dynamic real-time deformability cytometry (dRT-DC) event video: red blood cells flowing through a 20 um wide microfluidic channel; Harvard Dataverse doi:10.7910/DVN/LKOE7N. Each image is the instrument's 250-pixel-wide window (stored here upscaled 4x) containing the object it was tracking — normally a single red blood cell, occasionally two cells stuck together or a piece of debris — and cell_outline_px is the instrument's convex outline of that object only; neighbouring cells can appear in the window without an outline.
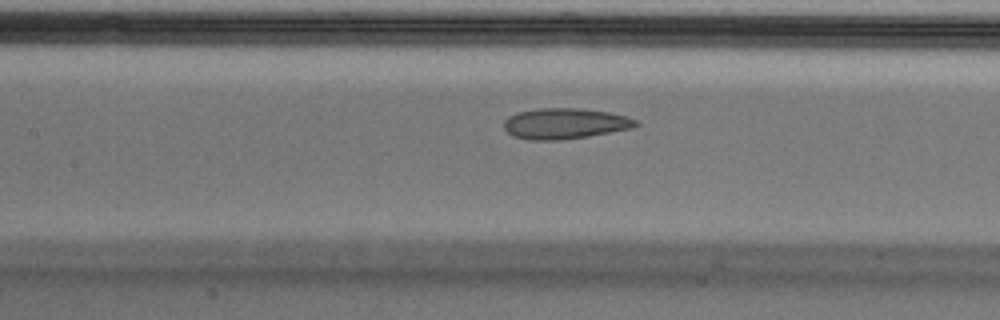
{"species": "Egyptian fruit bat (a non-hibernating species)", "species_latin": "Rousettus aegyptiacus", "temperature_condition": "cold", "stored_images_in_passage": 44, "camera_frame_rate_fps": 3000, "um_per_image_px": 0.085, "animal": {"sex": "male"}, "frame": {"image": 1, "passage_image": 20, "time_ms": 6.333, "image_size_px": [1000, 320], "cell_outline_px": [[640, 124], [636, 128], [588, 136], [560, 140], [528, 140], [512, 136], [504, 128], [504, 120], [508, 116], [516, 112], [536, 108], [580, 108], [608, 112], [628, 116], [636, 120]], "centroid_in_image_um": [48.03, 10.5], "position_along_channel_um": 159.4, "area_um2": 23.99}}
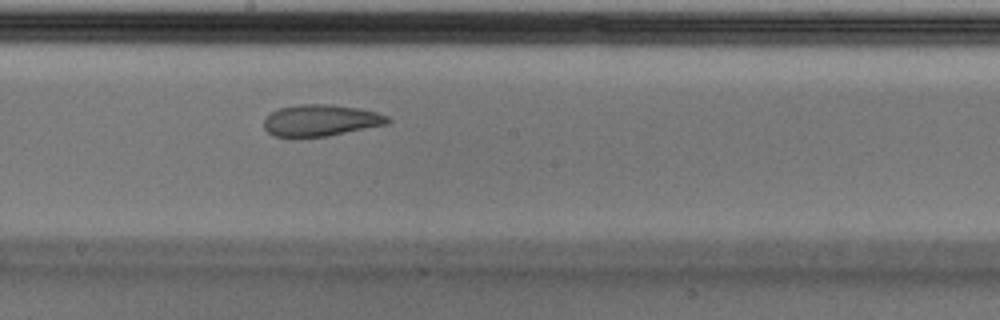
{"frame": {"image": 2, "passage_image": 25, "time_ms": 8.0, "image_size_px": [1000, 320], "cell_outline_px": [[392, 120], [388, 124], [328, 136], [288, 140], [272, 136], [264, 128], [264, 120], [276, 108], [300, 104], [332, 104], [360, 108], [376, 112], [388, 116]], "centroid_in_image_um": [27.22, 10.27], "position_along_channel_um": 221.0, "area_um2": 23.58}}
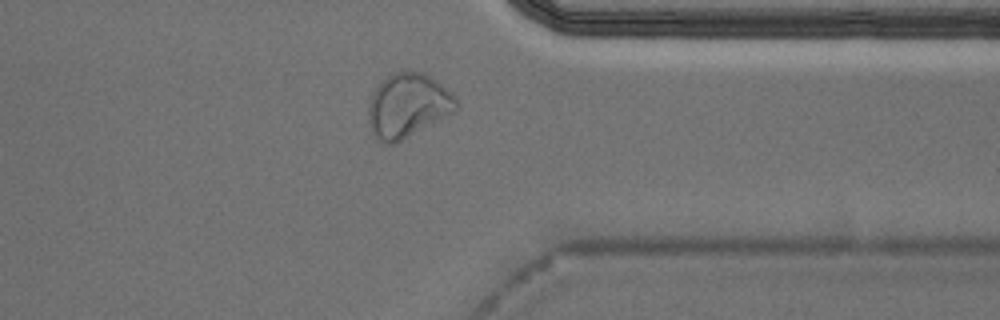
{"frame": {"image": 3, "passage_image": 38, "time_ms": 12.333, "image_size_px": [1000, 320], "cell_outline_px": [[456, 108], [452, 112], [400, 140], [388, 144], [376, 140], [368, 124], [368, 108], [372, 92], [392, 72], [420, 72], [436, 80], [452, 92], [456, 96]], "centroid_in_image_um": [34.62, 8.96], "position_along_channel_um": 376.8, "area_um2": 32.02}, "authors_computed_cell_mechanics": {"area_um2": 24.3049, "velocity_mm_per_s": 3.7053, "shape_relaxation_time_tau1_ms": null, "shape_relaxation_time_tau2_ms": 1.9885, "deformation_change_tau1": null, "deformation_change_tau2": 0.0958}}